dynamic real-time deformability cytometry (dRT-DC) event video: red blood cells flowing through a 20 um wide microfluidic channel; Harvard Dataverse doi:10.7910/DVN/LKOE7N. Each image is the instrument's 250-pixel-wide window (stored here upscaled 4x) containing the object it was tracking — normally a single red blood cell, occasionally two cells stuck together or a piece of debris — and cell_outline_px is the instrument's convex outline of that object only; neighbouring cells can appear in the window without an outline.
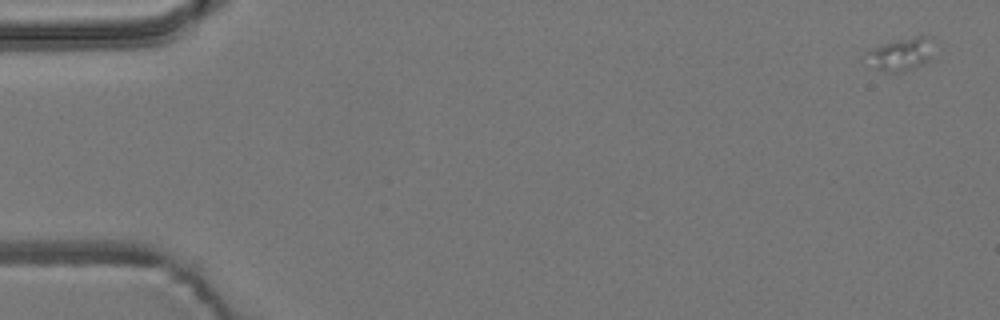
{"species": "common noctule bat (a hibernating species)", "species_latin": "Nyctalus noctula", "temperature_condition": "room temperature", "stored_images_in_passage": 8, "camera_frame_rate_fps": 3000, "um_per_image_px": 0.085, "animal": {"sex": "male", "body_mass_g": 19.2, "forearm_length_mm": 51.8}, "frame": {"image": 1, "passage_image": 1, "time_ms": 0.0, "image_size_px": [1000, 320], "cell_outline_px": [[940, 40], [928, 60], [912, 68], [900, 72], [884, 72], [876, 68], [868, 56], [868, 48], [896, 40], [916, 36], [932, 36]], "centroid_in_image_um": [76.72, 4.54], "position_along_channel_um": 8.3, "area_um2": 13.01}}